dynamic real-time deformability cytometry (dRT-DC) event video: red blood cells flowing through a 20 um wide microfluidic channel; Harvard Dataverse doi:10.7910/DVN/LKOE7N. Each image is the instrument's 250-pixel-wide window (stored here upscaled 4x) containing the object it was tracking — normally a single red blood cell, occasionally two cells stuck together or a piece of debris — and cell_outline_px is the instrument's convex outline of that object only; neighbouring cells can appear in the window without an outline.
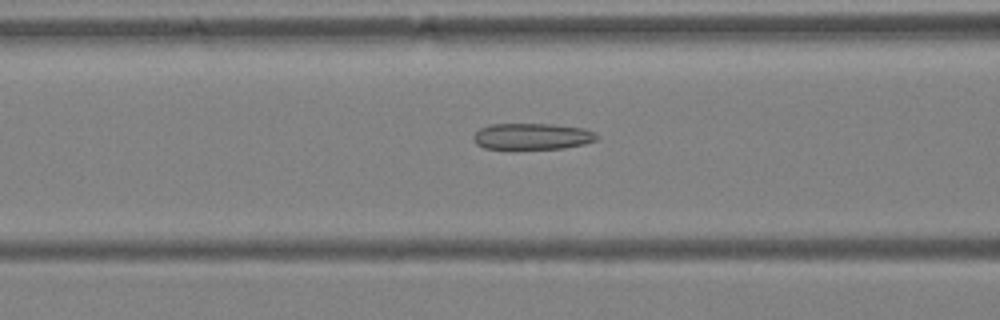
{"species": "Egyptian fruit bat (a non-hibernating species)", "species_latin": "Rousettus aegyptiacus", "temperature_condition": "warm", "stored_images_in_passage": 48, "camera_frame_rate_fps": 3000, "um_per_image_px": 0.085, "animal": {"sex": "female"}, "frame": {"image": 1, "passage_image": 20, "time_ms": 6.333, "image_size_px": [1000, 320], "cell_outline_px": [[600, 136], [596, 140], [584, 144], [564, 148], [484, 148], [476, 144], [472, 140], [472, 136], [480, 128], [488, 124], [552, 124], [584, 128], [596, 132]], "centroid_in_image_um": [45.24, 11.58], "position_along_channel_um": 121.4, "area_um2": 18.96}}
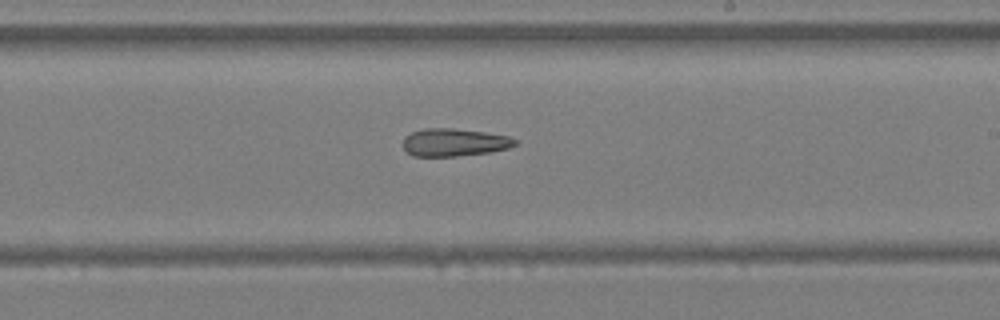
{"frame": {"image": 2, "passage_image": 29, "time_ms": 9.333, "image_size_px": [1000, 320], "cell_outline_px": [[516, 144], [508, 148], [492, 152], [456, 156], [412, 156], [400, 144], [404, 136], [412, 132], [424, 128], [452, 128], [484, 132], [508, 136], [516, 140]], "centroid_in_image_um": [38.56, 12.1], "position_along_channel_um": 250.4, "area_um2": 18.21}}
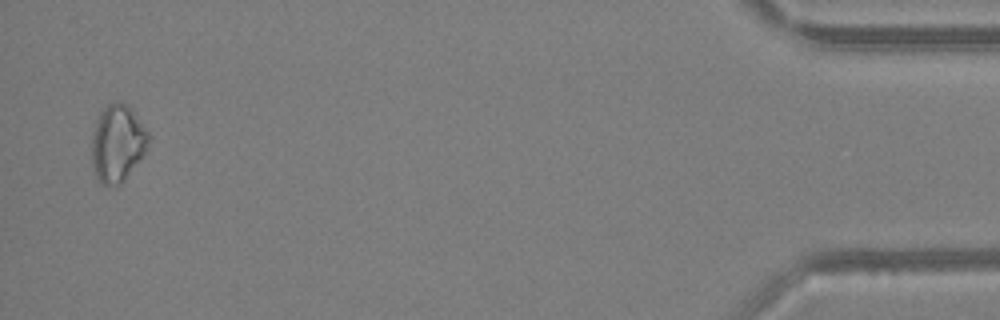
{"frame": {"image": 3, "passage_image": 47, "time_ms": 15.333, "image_size_px": [1000, 320], "cell_outline_px": [[152, 136], [148, 148], [124, 180], [120, 184], [104, 184], [96, 176], [92, 168], [92, 136], [100, 112], [108, 104], [116, 100], [120, 100], [132, 112]], "centroid_in_image_um": [10.0, 12.17], "position_along_channel_um": 425.2, "area_um2": 25.14}}